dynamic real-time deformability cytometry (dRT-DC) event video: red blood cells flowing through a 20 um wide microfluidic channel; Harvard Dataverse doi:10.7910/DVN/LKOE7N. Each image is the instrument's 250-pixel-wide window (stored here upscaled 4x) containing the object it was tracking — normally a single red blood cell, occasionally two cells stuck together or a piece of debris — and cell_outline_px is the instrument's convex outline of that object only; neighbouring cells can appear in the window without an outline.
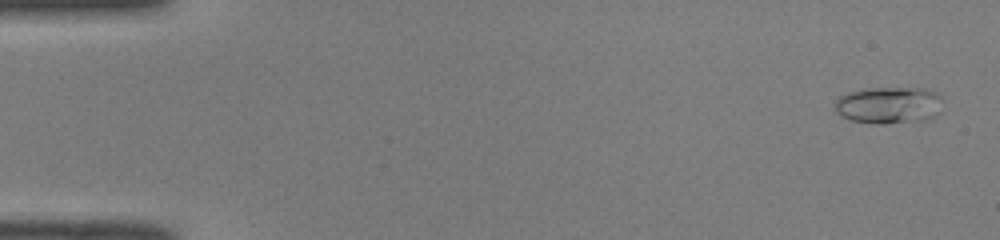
{"species": "common noctule bat (a hibernating species)", "species_latin": "Nyctalus noctula", "temperature_condition": "room temperature", "stored_images_in_passage": 50, "camera_frame_rate_fps": 3000, "um_per_image_px": 0.085, "animal": {"sex": "male", "body_mass_g": 19.0, "forearm_length_mm": 50.8}, "frame": {"image": 1, "passage_image": 2, "time_ms": 0.333, "image_size_px": [1000, 240], "cell_outline_px": [[940, 100], [936, 112], [932, 116], [924, 120], [884, 124], [880, 124], [852, 120], [836, 112], [832, 108], [836, 100], [840, 96], [848, 92], [864, 88], [924, 88], [940, 92]], "centroid_in_image_um": [75.49, 8.92], "position_along_channel_um": 9.5, "area_um2": 23.06}}
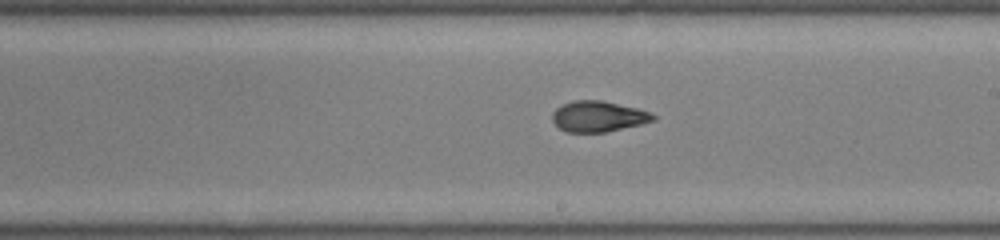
{"frame": {"image": 2, "passage_image": 29, "time_ms": 9.333, "image_size_px": [1000, 240], "cell_outline_px": [[656, 120], [640, 124], [604, 132], [568, 132], [560, 128], [552, 120], [552, 112], [556, 108], [572, 100], [600, 100], [636, 108], [648, 112], [656, 116]], "centroid_in_image_um": [50.82, 9.89], "position_along_channel_um": 238.2, "area_um2": 17.8}}
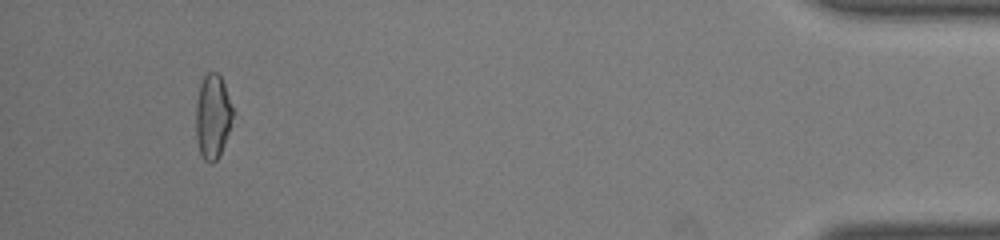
{"frame": {"image": 3, "passage_image": 47, "time_ms": 15.333, "image_size_px": [1000, 240], "cell_outline_px": [[232, 116], [228, 132], [224, 144], [216, 160], [212, 164], [204, 160], [200, 152], [196, 140], [196, 104], [200, 84], [204, 76], [208, 72], [216, 72], [220, 76], [224, 84], [232, 108]], "centroid_in_image_um": [18.05, 9.91], "position_along_channel_um": 417.1, "area_um2": 17.8}, "authors_computed_cell_mechanics": {"area_um2": 18.4093, "velocity_mm_per_s": 4.1136, "shape_relaxation_time_tau1_ms": 6.1376, "shape_relaxation_time_tau2_ms": 2.1194, "deformation_change_tau1": 0.2065, "deformation_change_tau2": 0.0851}}